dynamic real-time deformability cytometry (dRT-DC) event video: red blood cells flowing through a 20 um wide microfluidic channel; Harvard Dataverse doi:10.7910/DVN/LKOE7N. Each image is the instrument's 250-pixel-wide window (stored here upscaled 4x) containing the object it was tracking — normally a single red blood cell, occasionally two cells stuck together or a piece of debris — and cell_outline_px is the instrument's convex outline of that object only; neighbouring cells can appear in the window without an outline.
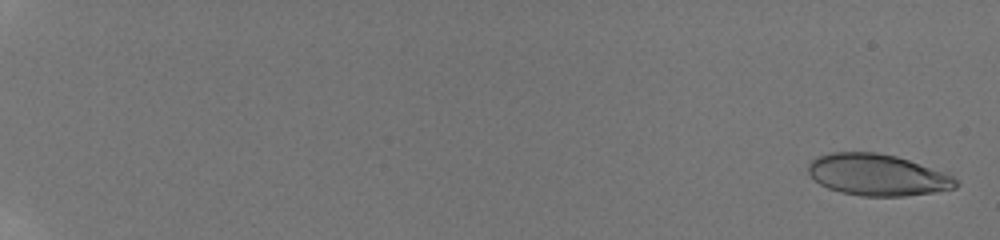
{"species": "human", "species_latin": "Homo sapiens", "temperature_condition": "room temperature", "stored_images_in_passage": 8, "camera_frame_rate_fps": 3000, "um_per_image_px": 0.085, "donor": {"sex": "male"}, "frame": {"image": 1, "passage_image": 1, "time_ms": 0.0, "image_size_px": [1000, 240], "cell_outline_px": [[960, 184], [956, 188], [932, 192], [904, 196], [860, 196], [840, 192], [828, 188], [820, 184], [808, 172], [808, 164], [816, 156], [832, 152], [876, 152], [896, 156], [908, 160], [952, 176], [960, 180]], "centroid_in_image_um": [74.56, 14.87], "position_along_channel_um": 10.4, "area_um2": 35.55}}